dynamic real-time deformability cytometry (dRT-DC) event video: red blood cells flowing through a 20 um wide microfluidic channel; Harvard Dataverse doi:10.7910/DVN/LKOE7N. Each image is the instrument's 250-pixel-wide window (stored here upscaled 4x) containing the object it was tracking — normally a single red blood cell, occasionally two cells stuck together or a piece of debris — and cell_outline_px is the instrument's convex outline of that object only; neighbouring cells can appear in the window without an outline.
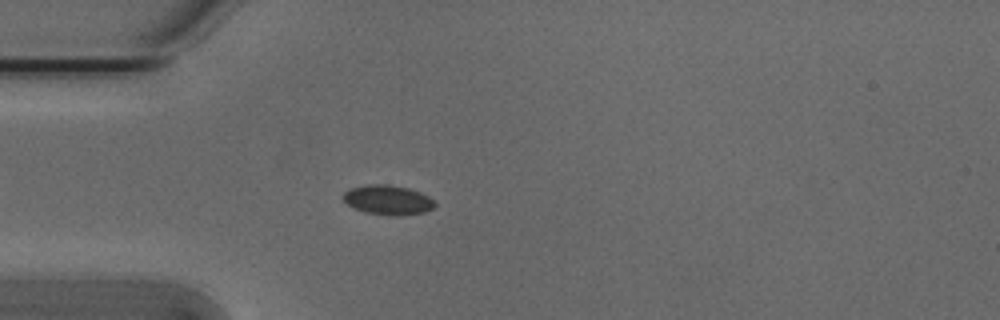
{"species": "Egyptian fruit bat (a non-hibernating species)", "species_latin": "Rousettus aegyptiacus", "temperature_condition": "cold", "stored_images_in_passage": 47, "camera_frame_rate_fps": 3000, "um_per_image_px": 0.085, "animal": {"sex": "male"}, "frame": {"image": 1, "passage_image": 8, "time_ms": 2.333, "image_size_px": [1000, 320], "cell_outline_px": [[436, 204], [432, 208], [424, 212], [400, 216], [388, 216], [364, 212], [348, 204], [340, 196], [348, 188], [368, 184], [388, 184], [408, 188], [420, 192], [428, 196]], "centroid_in_image_um": [32.93, 16.99], "position_along_channel_um": 52.1, "area_um2": 15.95}}
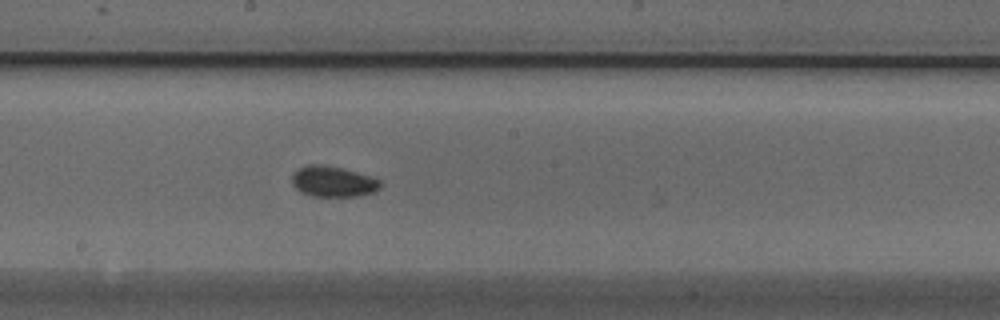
{"frame": {"image": 2, "passage_image": 22, "time_ms": 7.0, "image_size_px": [1000, 320], "cell_outline_px": [[380, 188], [376, 192], [360, 196], [312, 196], [300, 192], [292, 184], [292, 172], [308, 164], [320, 164], [340, 168], [356, 172], [380, 180]], "centroid_in_image_um": [28.29, 15.44], "position_along_channel_um": 219.9, "area_um2": 15.78}}
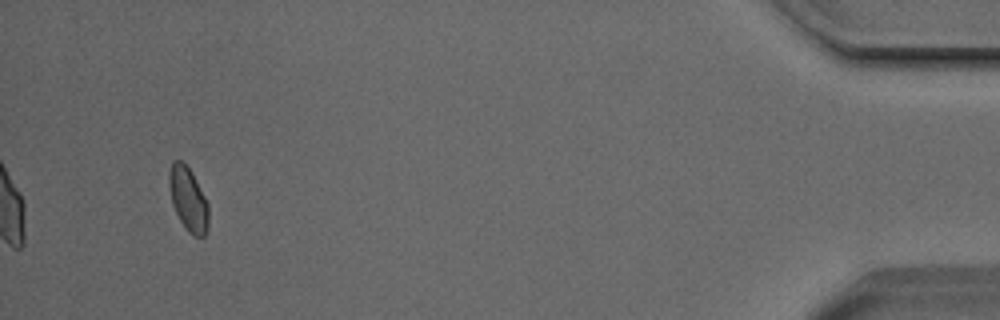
{"frame": {"image": 3, "passage_image": 44, "time_ms": 14.333, "image_size_px": [1000, 320], "cell_outline_px": [[208, 228], [204, 236], [192, 236], [188, 232], [180, 220], [172, 204], [168, 184], [168, 172], [172, 160], [180, 160], [192, 172], [208, 204]], "centroid_in_image_um": [15.98, 16.92], "position_along_channel_um": 419.2, "area_um2": 14.68}, "authors_computed_cell_mechanics": {"area_um2": 14.9702, "velocity_mm_per_s": 3.7914, "shape_relaxation_time_tau1_ms": null, "shape_relaxation_time_tau2_ms": 10.4346, "deformation_change_tau1": null, "deformation_change_tau2": 0.1094}}